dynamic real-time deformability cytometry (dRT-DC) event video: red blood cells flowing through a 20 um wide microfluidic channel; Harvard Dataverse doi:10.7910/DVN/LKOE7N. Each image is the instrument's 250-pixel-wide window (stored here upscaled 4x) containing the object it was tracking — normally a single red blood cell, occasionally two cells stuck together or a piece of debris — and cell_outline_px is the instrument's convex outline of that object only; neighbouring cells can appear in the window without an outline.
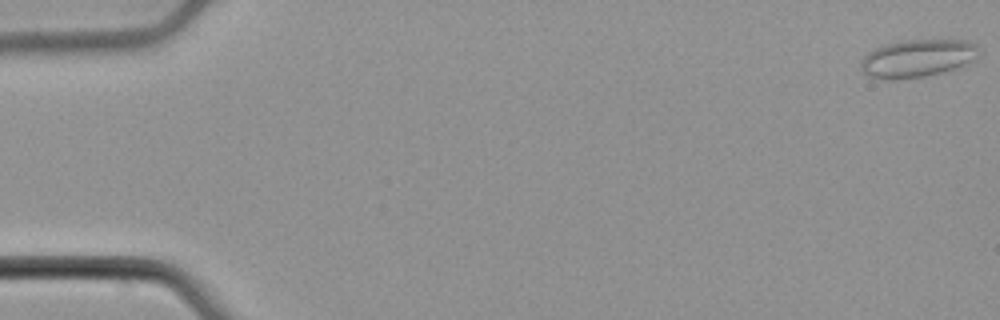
{"species": "common noctule bat (a hibernating species)", "species_latin": "Nyctalus noctula", "temperature_condition": "cold", "stored_images_in_passage": 54, "camera_frame_rate_fps": 3000, "um_per_image_px": 0.085, "animal": {"sex": "male", "body_mass_g": 21.5, "forearm_length_mm": 52.0}, "frame": {"image": 1, "passage_image": 1, "time_ms": 0.0, "image_size_px": [1000, 320], "cell_outline_px": [[980, 52], [976, 56], [964, 64], [956, 68], [944, 72], [924, 76], [896, 80], [888, 80], [868, 76], [860, 68], [860, 64], [864, 56], [868, 52], [884, 44], [896, 40], [968, 40], [976, 44]], "centroid_in_image_um": [77.94, 4.95], "position_along_channel_um": 7.1, "area_um2": 26.07}}
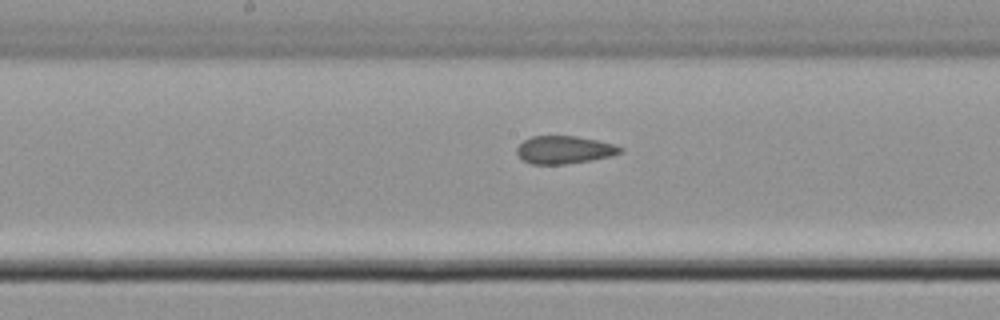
{"frame": {"image": 2, "passage_image": 28, "time_ms": 9.0, "image_size_px": [1000, 320], "cell_outline_px": [[624, 152], [612, 156], [564, 164], [532, 164], [524, 160], [516, 152], [516, 148], [524, 140], [532, 136], [576, 136], [616, 144], [624, 148]], "centroid_in_image_um": [48.0, 12.72], "position_along_channel_um": 200.2, "area_um2": 16.7}}
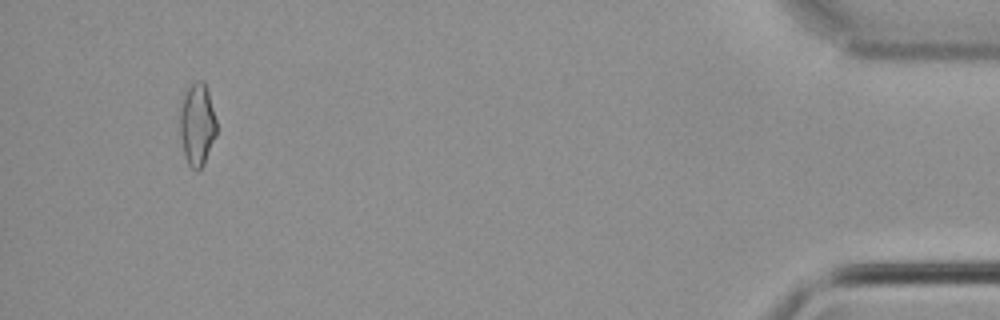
{"frame": {"image": 3, "passage_image": 51, "time_ms": 16.667, "image_size_px": [1000, 320], "cell_outline_px": [[216, 136], [204, 164], [196, 172], [188, 164], [184, 152], [180, 136], [180, 108], [184, 92], [196, 80], [204, 80], [208, 88], [216, 120]], "centroid_in_image_um": [16.77, 10.55], "position_along_channel_um": 418.4, "area_um2": 17.74}, "authors_computed_cell_mechanics": {"area_um2": 17.8313, "velocity_mm_per_s": 3.8262, "shape_relaxation_time_tau1_ms": null, "shape_relaxation_time_tau2_ms": 2.6073, "deformation_change_tau1": null, "deformation_change_tau2": 0.0967}}